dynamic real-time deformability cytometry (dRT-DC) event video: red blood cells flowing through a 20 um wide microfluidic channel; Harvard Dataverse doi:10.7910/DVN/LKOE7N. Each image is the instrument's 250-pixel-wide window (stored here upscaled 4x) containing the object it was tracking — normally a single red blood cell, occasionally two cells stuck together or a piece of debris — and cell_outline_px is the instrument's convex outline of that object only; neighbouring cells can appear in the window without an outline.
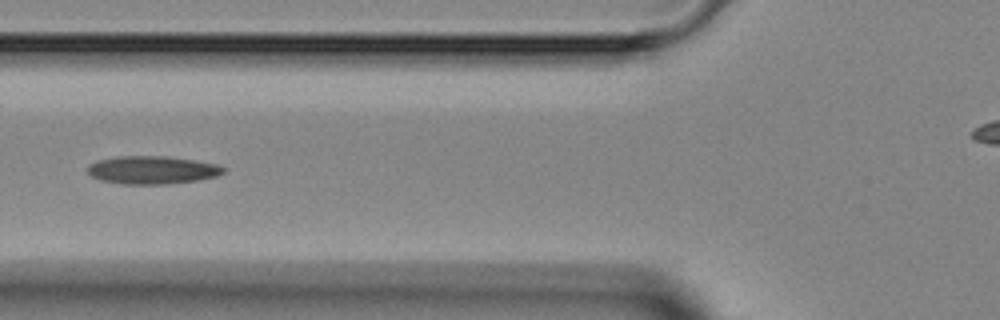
{"species": "Egyptian fruit bat (a non-hibernating species)", "species_latin": "Rousettus aegyptiacus", "temperature_condition": "room temperature", "stored_images_in_passage": 5, "camera_frame_rate_fps": 3000, "um_per_image_px": 0.085, "animal": {"sex": "female"}, "frame": {"image": 1, "passage_image": 4, "time_ms": 3.333, "image_size_px": [1000, 320], "cell_outline_px": [[224, 172], [216, 176], [196, 180], [164, 184], [124, 184], [100, 180], [92, 176], [88, 172], [88, 164], [96, 160], [116, 156], [168, 156], [216, 164], [224, 168]], "centroid_in_image_um": [12.88, 14.44], "position_along_channel_um": 112.9, "area_um2": 22.02}}
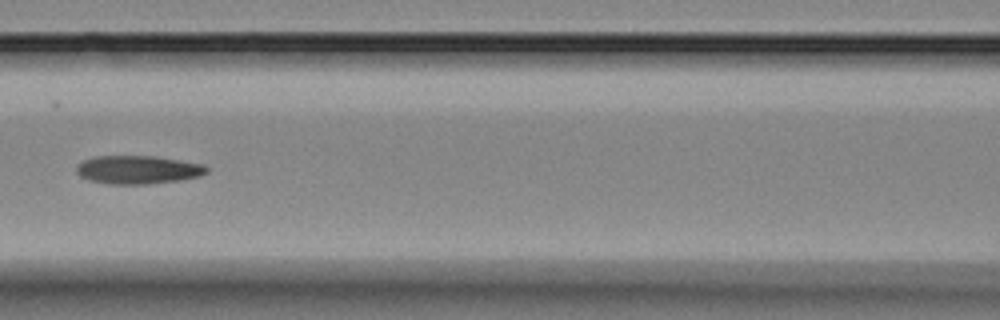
{"frame": {"image": 2, "passage_image": 5, "time_ms": 4.333, "image_size_px": [1000, 320], "cell_outline_px": [[208, 172], [200, 176], [180, 180], [144, 184], [108, 184], [88, 180], [80, 176], [76, 172], [76, 164], [84, 160], [96, 156], [156, 156], [204, 164], [208, 168]], "centroid_in_image_um": [11.71, 14.42], "position_along_channel_um": 154.9, "area_um2": 21.62}}